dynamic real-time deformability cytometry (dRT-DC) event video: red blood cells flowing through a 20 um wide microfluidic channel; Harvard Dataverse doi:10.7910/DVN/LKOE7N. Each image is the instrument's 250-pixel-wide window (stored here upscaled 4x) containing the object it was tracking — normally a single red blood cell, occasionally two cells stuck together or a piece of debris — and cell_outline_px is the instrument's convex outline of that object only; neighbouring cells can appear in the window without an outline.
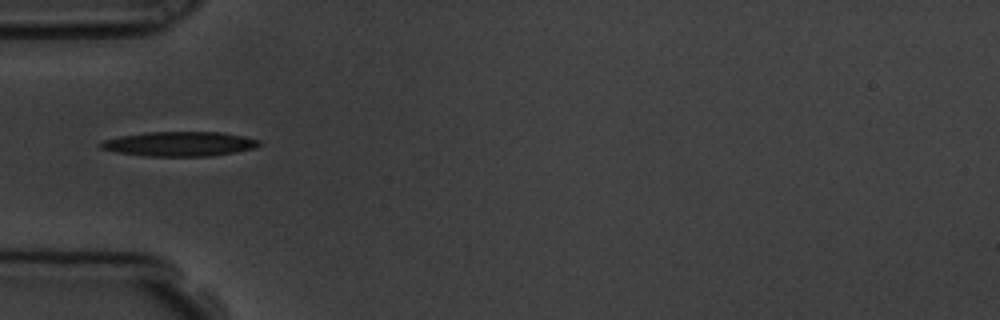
{"species": "common noctule bat (a hibernating species)", "species_latin": "Nyctalus noctula", "temperature_condition": "room temperature", "stored_images_in_passage": 32, "camera_frame_rate_fps": 3000, "um_per_image_px": 0.085, "animal": {"sex": "male", "body_mass_g": 19.5, "forearm_length_mm": 54.6}, "frame": {"image": 1, "passage_image": 1, "time_ms": 0.0, "image_size_px": [1000, 320], "cell_outline_px": [[260, 144], [252, 148], [232, 152], [208, 156], [144, 156], [116, 152], [100, 148], [96, 144], [104, 140], [120, 136], [144, 132], [220, 132], [244, 136], [260, 140]], "centroid_in_image_um": [15.18, 12.22], "position_along_channel_um": 69.8, "area_um2": 22.6}, "authors_computed_cell_mechanics": {"area_um2": 17.3111, "velocity_mm_per_s": 3.7826, "shape_relaxation_time_tau1_ms": 1.0047, "shape_relaxation_time_tau2_ms": 1.1435, "deformation_change_tau1": 0.1541, "deformation_change_tau2": 0.073}}